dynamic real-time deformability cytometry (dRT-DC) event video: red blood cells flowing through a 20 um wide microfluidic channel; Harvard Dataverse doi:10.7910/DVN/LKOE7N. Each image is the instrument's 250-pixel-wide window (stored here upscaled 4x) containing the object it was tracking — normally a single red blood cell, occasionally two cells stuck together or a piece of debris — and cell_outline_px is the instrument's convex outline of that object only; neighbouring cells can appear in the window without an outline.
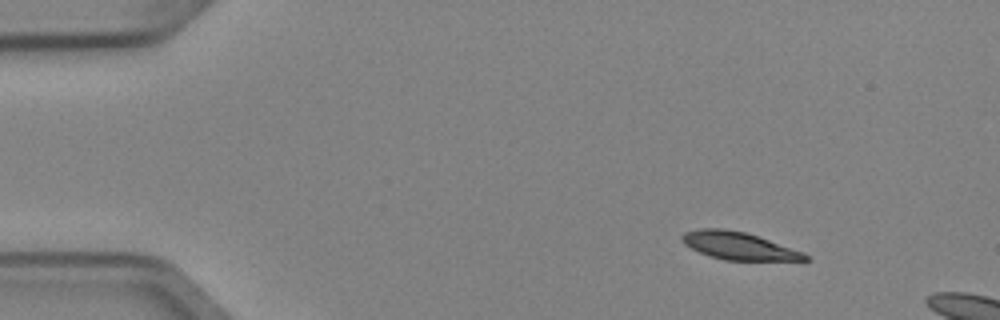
{"species": "Egyptian fruit bat (a non-hibernating species)", "species_latin": "Rousettus aegyptiacus", "temperature_condition": "cold", "stored_images_in_passage": 4, "camera_frame_rate_fps": 3000, "um_per_image_px": 0.085, "animal": {"sex": "female"}, "frame": {"image": 1, "passage_image": 1, "time_ms": 0.0, "image_size_px": [1000, 320], "cell_outline_px": [[808, 260], [724, 260], [708, 256], [684, 244], [680, 240], [680, 236], [684, 232], [700, 228], [724, 228], [744, 232], [804, 252], [808, 256]], "centroid_in_image_um": [62.72, 20.89], "position_along_channel_um": 22.3, "area_um2": 19.59}}